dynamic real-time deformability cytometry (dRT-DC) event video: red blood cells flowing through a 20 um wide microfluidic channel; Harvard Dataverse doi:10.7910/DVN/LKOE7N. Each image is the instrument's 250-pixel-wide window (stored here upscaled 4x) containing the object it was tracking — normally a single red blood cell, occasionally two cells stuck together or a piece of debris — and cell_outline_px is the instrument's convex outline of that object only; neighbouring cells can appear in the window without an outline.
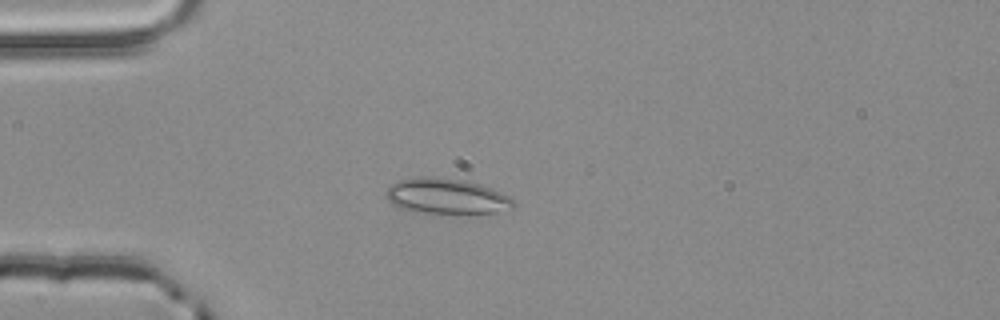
{"species": "common noctule bat (a hibernating species)", "species_latin": "Nyctalus noctula", "temperature_condition": "room temperature", "stored_images_in_passage": 50, "camera_frame_rate_fps": 3000, "um_per_image_px": 0.085, "animal": {"sex": "male", "body_mass_g": 20.4}, "frame": {"image": 1, "passage_image": 11, "time_ms": 3.333, "image_size_px": [1000, 320], "cell_outline_px": [[516, 204], [512, 212], [416, 212], [400, 208], [392, 204], [388, 200], [384, 192], [388, 184], [396, 180], [420, 176], [464, 180], [480, 184], [492, 188], [508, 196]], "centroid_in_image_um": [37.93, 16.67], "position_along_channel_um": 47.1, "area_um2": 26.41}}
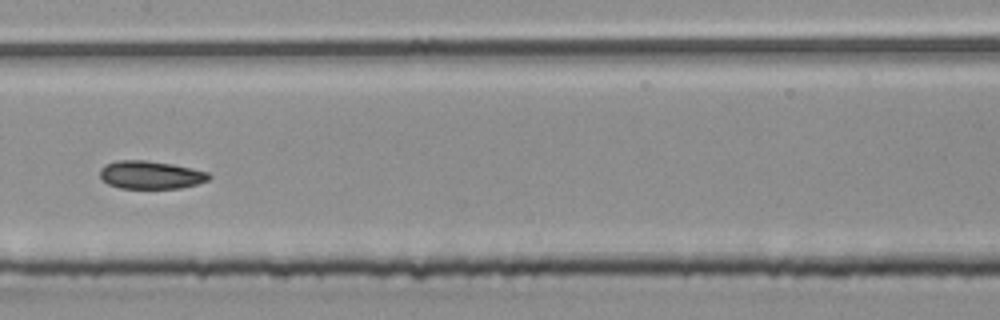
{"frame": {"image": 2, "passage_image": 24, "time_ms": 7.667, "image_size_px": [1000, 320], "cell_outline_px": [[212, 176], [208, 180], [196, 184], [180, 188], [120, 188], [108, 184], [100, 176], [100, 168], [104, 164], [116, 160], [144, 160], [172, 164], [192, 168], [208, 172]], "centroid_in_image_um": [12.79, 14.86], "position_along_channel_um": 194.6, "area_um2": 17.8}}
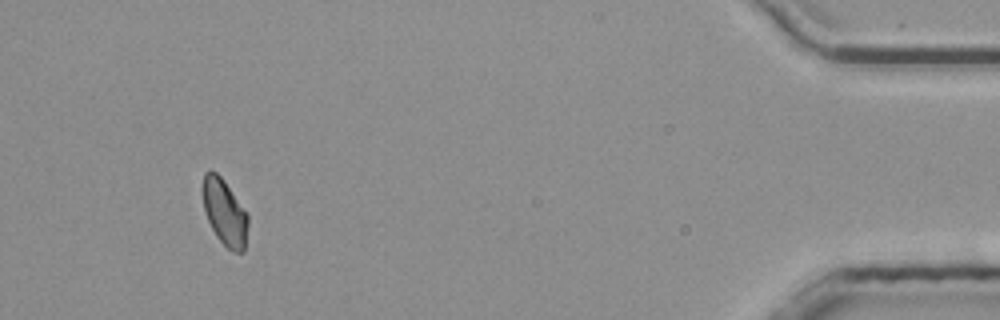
{"frame": {"image": 3, "passage_image": 47, "time_ms": 15.333, "image_size_px": [1000, 320], "cell_outline_px": [[248, 224], [244, 252], [232, 252], [216, 236], [204, 212], [200, 188], [204, 172], [216, 172], [224, 180], [248, 216]], "centroid_in_image_um": [19.05, 18.04], "position_along_channel_um": 416.2, "area_um2": 17.51}, "authors_computed_cell_mechanics": {"area_um2": 18.207, "velocity_mm_per_s": 3.8467, "shape_relaxation_time_tau1_ms": 9.8695, "shape_relaxation_time_tau2_ms": 3.4167, "deformation_change_tau1": 0.1377, "deformation_change_tau2": 0.0465}}